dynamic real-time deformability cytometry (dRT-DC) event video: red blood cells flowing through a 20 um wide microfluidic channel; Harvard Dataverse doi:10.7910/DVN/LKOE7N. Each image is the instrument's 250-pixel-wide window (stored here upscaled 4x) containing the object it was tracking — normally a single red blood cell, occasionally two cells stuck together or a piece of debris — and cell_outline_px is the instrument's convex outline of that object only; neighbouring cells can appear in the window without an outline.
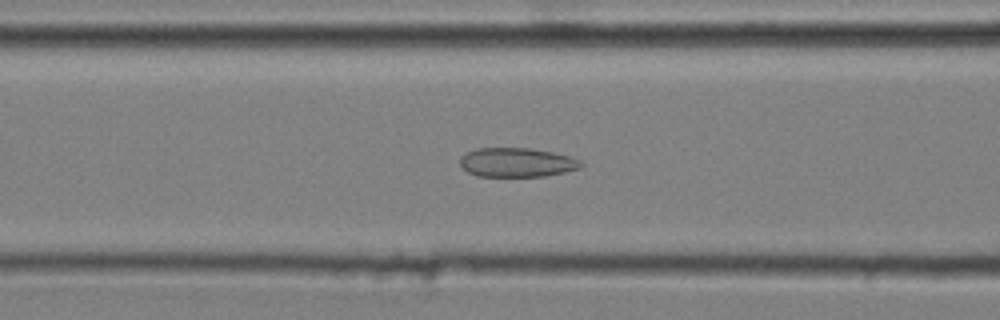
{"species": "common noctule bat (a hibernating species)", "species_latin": "Nyctalus noctula", "temperature_condition": "cold", "stored_images_in_passage": 51, "camera_frame_rate_fps": 3000, "um_per_image_px": 0.085, "animal": {"sex": "male", "body_mass_g": 20.4}, "frame": {"image": 1, "passage_image": 20, "time_ms": 6.333, "image_size_px": [1000, 320], "cell_outline_px": [[584, 164], [580, 168], [564, 172], [544, 176], [476, 176], [468, 172], [460, 164], [460, 156], [476, 148], [528, 148], [552, 152], [568, 156], [580, 160]], "centroid_in_image_um": [43.92, 13.8], "position_along_channel_um": 122.7, "area_um2": 20.46}}
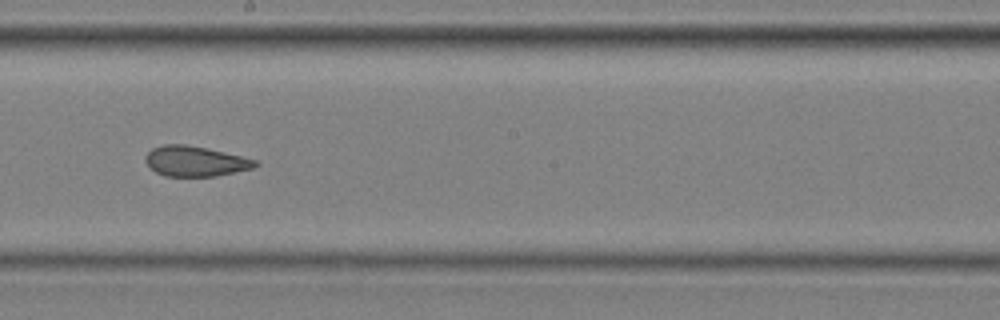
{"frame": {"image": 2, "passage_image": 29, "time_ms": 9.333, "image_size_px": [1000, 320], "cell_outline_px": [[260, 164], [252, 168], [216, 176], [164, 176], [156, 172], [144, 160], [144, 156], [152, 148], [164, 144], [184, 144], [224, 152], [256, 160]], "centroid_in_image_um": [16.57, 13.7], "position_along_channel_um": 231.6, "area_um2": 19.13}}
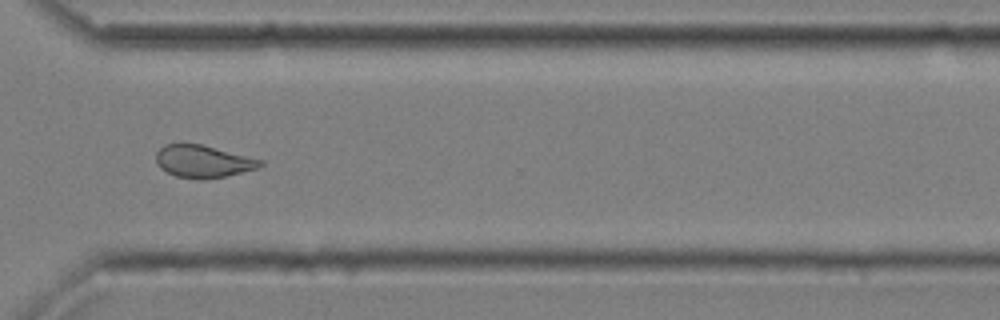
{"frame": {"image": 3, "passage_image": 39, "time_ms": 12.667, "image_size_px": [1000, 320], "cell_outline_px": [[264, 164], [260, 168], [224, 176], [204, 180], [200, 180], [176, 176], [160, 168], [156, 164], [156, 152], [164, 144], [200, 144], [264, 160]], "centroid_in_image_um": [17.27, 13.73], "position_along_channel_um": 353.3, "area_um2": 19.71}, "authors_computed_cell_mechanics": {"area_um2": 20.5768, "velocity_mm_per_s": 3.6407, "shape_relaxation_time_tau1_ms": null, "shape_relaxation_time_tau2_ms": 2.0626, "deformation_change_tau1": null, "deformation_change_tau2": 0.0953}}